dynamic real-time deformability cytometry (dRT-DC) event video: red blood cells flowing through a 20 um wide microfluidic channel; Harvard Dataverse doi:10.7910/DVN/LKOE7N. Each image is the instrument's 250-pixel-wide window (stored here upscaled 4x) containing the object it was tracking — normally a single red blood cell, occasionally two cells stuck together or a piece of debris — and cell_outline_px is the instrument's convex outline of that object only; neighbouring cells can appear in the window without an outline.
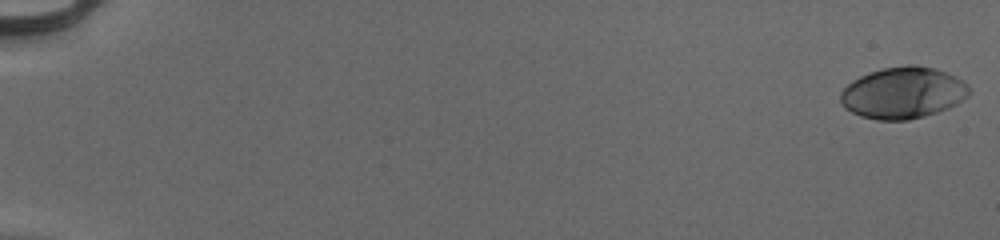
{"species": "human", "species_latin": "Homo sapiens", "temperature_condition": "cold", "stored_images_in_passage": 54, "camera_frame_rate_fps": 3000, "um_per_image_px": 0.085, "donor": {"sex": "male"}, "frame": {"image": 1, "passage_image": 1, "time_ms": 0.0, "image_size_px": [1000, 240], "cell_outline_px": [[968, 96], [956, 104], [948, 108], [924, 116], [908, 120], [876, 120], [860, 116], [844, 108], [840, 100], [840, 92], [852, 80], [868, 72], [884, 68], [908, 64], [916, 64], [932, 68], [956, 76], [968, 84]], "centroid_in_image_um": [76.73, 7.89], "position_along_channel_um": 8.3, "area_um2": 38.67}}
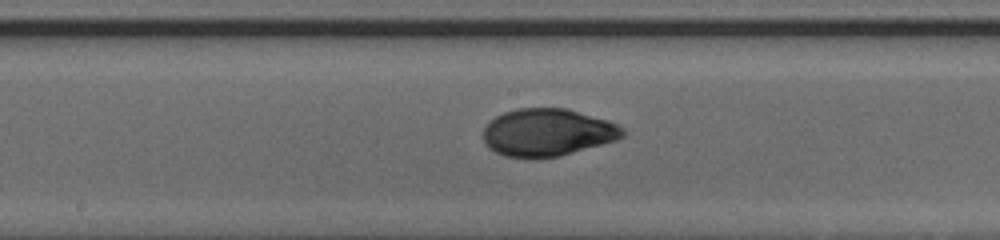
{"frame": {"image": 2, "passage_image": 31, "time_ms": 10.0, "image_size_px": [1000, 240], "cell_outline_px": [[628, 132], [624, 136], [616, 140], [560, 156], [536, 160], [504, 156], [488, 148], [484, 140], [484, 128], [496, 116], [504, 112], [516, 108], [568, 108], [608, 120], [624, 128]], "centroid_in_image_um": [46.55, 11.27], "position_along_channel_um": 201.6, "area_um2": 39.07}}
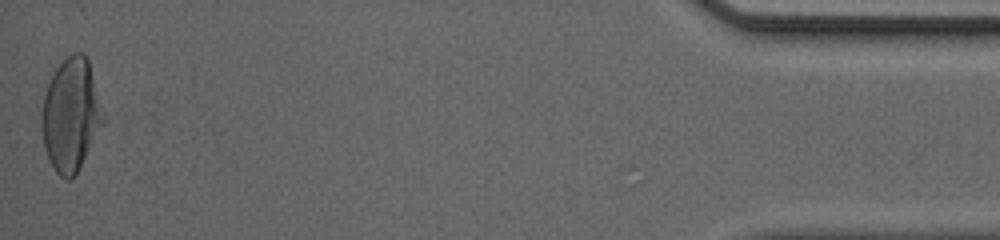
{"frame": {"image": 3, "passage_image": 54, "time_ms": 17.667, "image_size_px": [1000, 240], "cell_outline_px": [[104, 124], [80, 168], [68, 180], [60, 176], [56, 172], [48, 160], [44, 148], [40, 128], [40, 112], [44, 96], [48, 84], [56, 68], [72, 52], [84, 52], [88, 60], [104, 120]], "centroid_in_image_um": [5.99, 9.8], "position_along_channel_um": 429.2, "area_um2": 40.29}, "authors_computed_cell_mechanics": {"area_um2": 38.1769, "velocity_mm_per_s": 3.998, "shape_relaxation_time_tau1_ms": 4.2568, "shape_relaxation_time_tau2_ms": 0.9525, "deformation_change_tau1": 0.1927, "deformation_change_tau2": 0.0412}}